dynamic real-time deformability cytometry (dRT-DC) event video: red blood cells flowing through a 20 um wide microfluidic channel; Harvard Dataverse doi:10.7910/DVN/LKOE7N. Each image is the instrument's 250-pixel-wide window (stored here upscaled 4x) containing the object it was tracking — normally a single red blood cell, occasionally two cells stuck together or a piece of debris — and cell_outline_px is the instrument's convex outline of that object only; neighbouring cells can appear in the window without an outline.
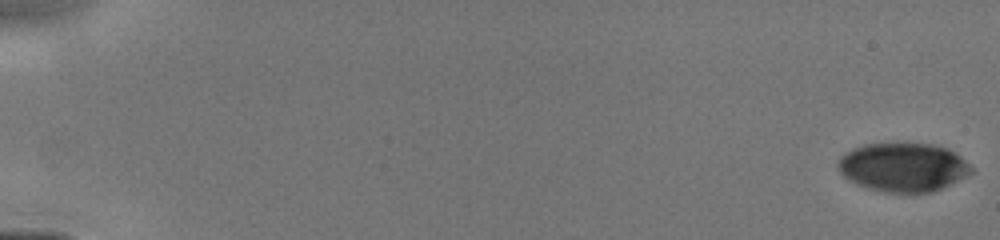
{"species": "human", "species_latin": "Homo sapiens", "temperature_condition": "cold", "stored_images_in_passage": 30, "camera_frame_rate_fps": 3000, "um_per_image_px": 0.085, "donor": {"sex": "male"}, "frame": {"image": 1, "passage_image": 1, "time_ms": 0.0, "image_size_px": [1000, 240], "cell_outline_px": [[972, 172], [968, 176], [932, 192], [884, 192], [868, 188], [856, 184], [844, 176], [840, 172], [836, 164], [840, 156], [844, 152], [852, 148], [864, 144], [932, 144], [948, 148], [956, 152], [972, 168]], "centroid_in_image_um": [76.75, 14.21], "position_along_channel_um": 8.3, "area_um2": 37.86}}
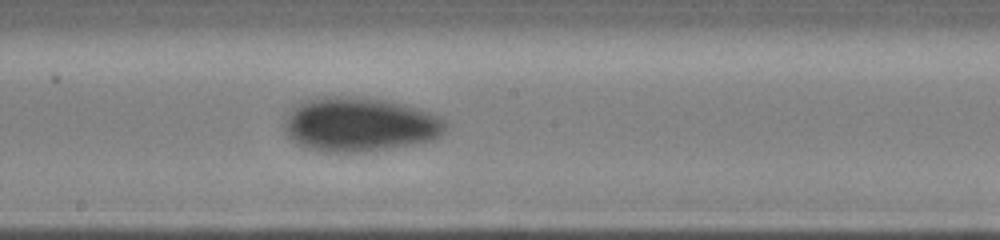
{"frame": {"image": 2, "passage_image": 18, "time_ms": 9.0, "image_size_px": [1000, 240], "cell_outline_px": [[448, 124], [440, 136], [432, 140], [412, 144], [364, 152], [328, 152], [308, 148], [292, 140], [288, 136], [284, 128], [284, 120], [288, 112], [292, 108], [304, 100], [320, 96], [360, 96], [384, 100], [404, 104], [440, 116], [448, 120]], "centroid_in_image_um": [30.56, 10.56], "position_along_channel_um": 217.6, "area_um2": 51.21}}
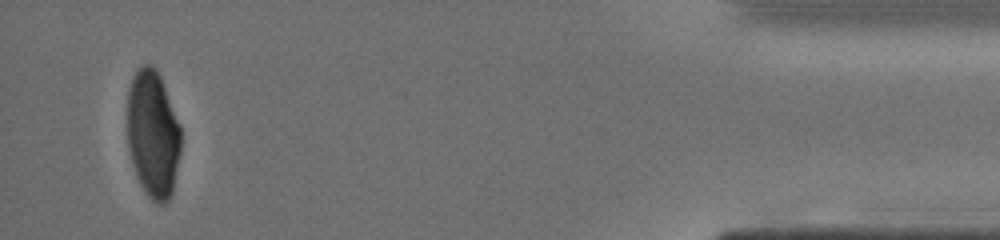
{"frame": {"image": 3, "passage_image": 30, "time_ms": 15.0, "image_size_px": [1000, 240], "cell_outline_px": [[180, 152], [172, 192], [168, 200], [164, 204], [156, 204], [148, 196], [140, 184], [136, 176], [128, 148], [128, 92], [132, 76], [144, 64], [152, 64], [156, 68], [160, 76], [180, 124]], "centroid_in_image_um": [13.0, 11.4], "position_along_channel_um": 422.2, "area_um2": 39.71}}